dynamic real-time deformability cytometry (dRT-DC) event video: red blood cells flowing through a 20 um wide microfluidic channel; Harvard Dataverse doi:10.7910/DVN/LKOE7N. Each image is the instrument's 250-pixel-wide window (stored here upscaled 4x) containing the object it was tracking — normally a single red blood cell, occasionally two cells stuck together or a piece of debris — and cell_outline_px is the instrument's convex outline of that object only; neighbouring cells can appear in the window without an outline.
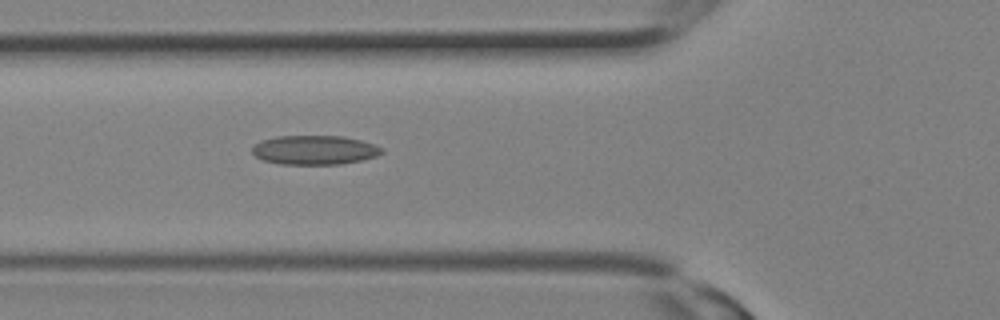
{"species": "Egyptian fruit bat (a non-hibernating species)", "species_latin": "Rousettus aegyptiacus", "temperature_condition": "room temperature", "stored_images_in_passage": 11, "camera_frame_rate_fps": 3000, "um_per_image_px": 0.085, "animal": {"sex": "female"}, "frame": {"image": 1, "passage_image": 11, "time_ms": 3.333, "image_size_px": [1000, 320], "cell_outline_px": [[384, 152], [376, 156], [364, 160], [340, 164], [280, 164], [260, 160], [252, 152], [252, 148], [260, 140], [276, 136], [344, 136], [376, 144], [384, 148]], "centroid_in_image_um": [26.76, 12.75], "position_along_channel_um": 99.0, "area_um2": 22.31}}